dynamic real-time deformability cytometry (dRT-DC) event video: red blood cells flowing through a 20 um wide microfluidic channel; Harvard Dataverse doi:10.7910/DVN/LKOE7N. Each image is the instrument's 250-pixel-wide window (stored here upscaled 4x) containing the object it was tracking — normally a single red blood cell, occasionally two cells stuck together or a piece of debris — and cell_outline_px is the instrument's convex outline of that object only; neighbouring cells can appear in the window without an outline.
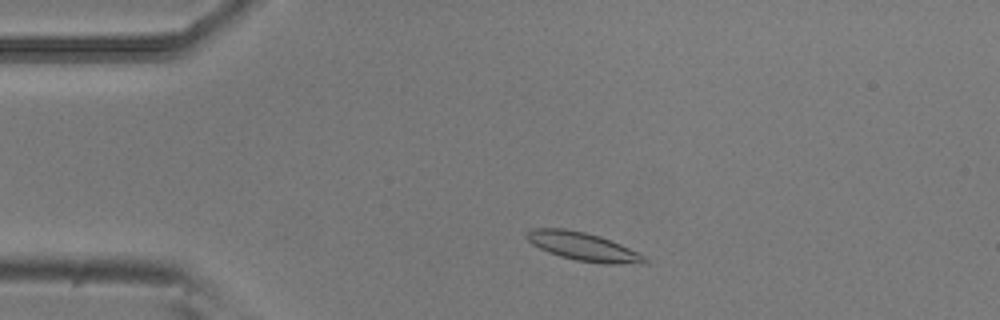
{"species": "common noctule bat (a hibernating species)", "species_latin": "Nyctalus noctula", "temperature_condition": "room temperature", "stored_images_in_passage": 48, "camera_frame_rate_fps": 3000, "um_per_image_px": 0.085, "animal": {"sex": "male", "body_mass_g": 20.5, "forearm_length_mm": 52.5}, "frame": {"image": 1, "passage_image": 6, "time_ms": 1.667, "image_size_px": [1000, 320], "cell_outline_px": [[648, 264], [604, 264], [576, 260], [560, 256], [548, 252], [532, 244], [524, 236], [532, 228], [564, 228], [584, 232], [600, 236], [620, 244], [644, 256], [648, 260]], "centroid_in_image_um": [49.57, 20.97], "position_along_channel_um": 35.4, "area_um2": 19.42}}
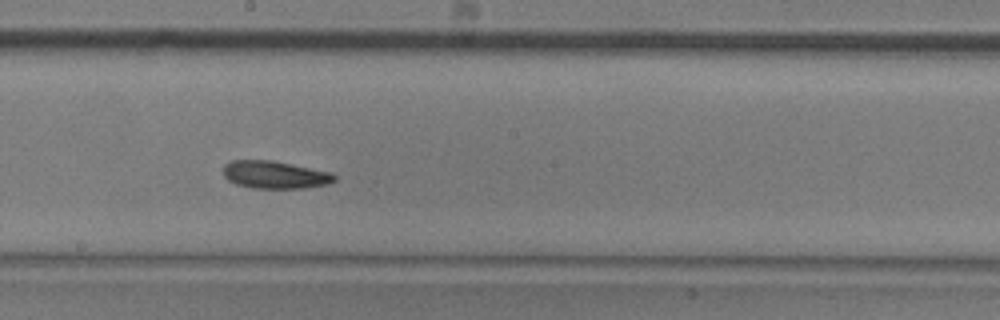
{"frame": {"image": 2, "passage_image": 24, "time_ms": 7.667, "image_size_px": [1000, 320], "cell_outline_px": [[336, 180], [328, 184], [300, 188], [252, 188], [236, 184], [228, 180], [224, 176], [224, 164], [232, 160], [272, 160], [332, 172], [336, 176]], "centroid_in_image_um": [23.37, 14.85], "position_along_channel_um": 224.8, "area_um2": 17.92}}
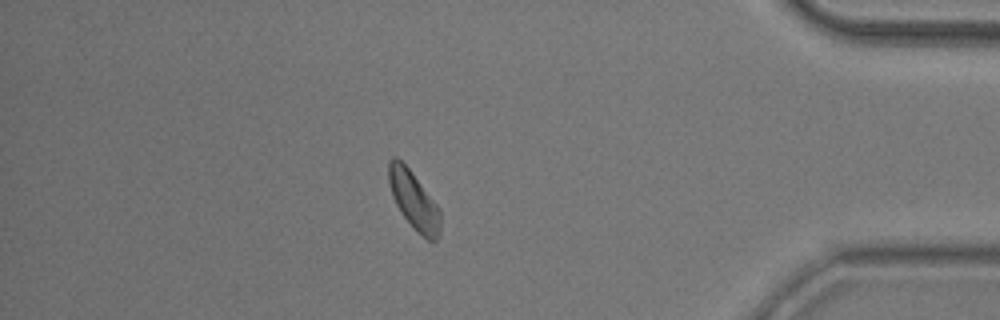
{"frame": {"image": 3, "passage_image": 41, "time_ms": 13.333, "image_size_px": [1000, 320], "cell_outline_px": [[440, 236], [432, 244], [400, 212], [392, 196], [388, 184], [388, 160], [392, 156], [396, 156], [412, 172], [440, 208]], "centroid_in_image_um": [35.17, 16.99], "position_along_channel_um": 400.0, "area_um2": 17.4}, "authors_computed_cell_mechanics": {"area_um2": 17.9758, "velocity_mm_per_s": 3.7747, "shape_relaxation_time_tau1_ms": 4.5989, "shape_relaxation_time_tau2_ms": null, "deformation_change_tau1": 0.1115, "deformation_change_tau2": null}}